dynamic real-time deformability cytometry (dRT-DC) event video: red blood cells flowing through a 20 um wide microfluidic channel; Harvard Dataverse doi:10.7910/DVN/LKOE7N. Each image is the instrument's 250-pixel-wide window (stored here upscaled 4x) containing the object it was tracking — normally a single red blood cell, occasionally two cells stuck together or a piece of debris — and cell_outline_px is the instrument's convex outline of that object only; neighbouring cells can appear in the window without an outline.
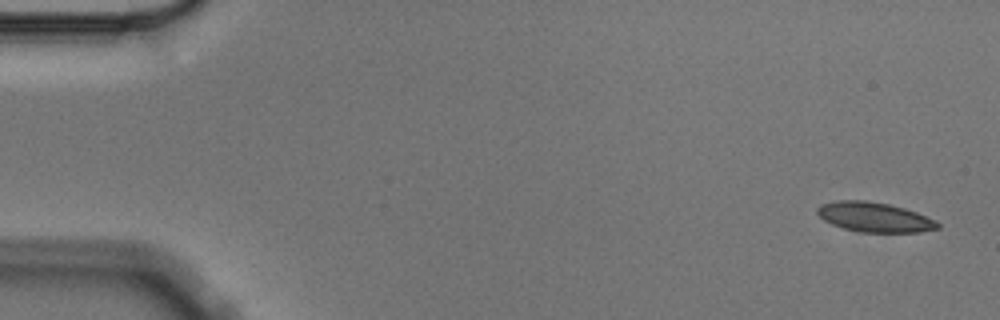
{"species": "Egyptian fruit bat (a non-hibernating species)", "species_latin": "Rousettus aegyptiacus", "temperature_condition": "cold", "stored_images_in_passage": 5, "camera_frame_rate_fps": 3000, "um_per_image_px": 0.085, "animal": {"sex": "male"}, "frame": {"image": 1, "passage_image": 1, "time_ms": 0.0, "image_size_px": [1000, 320], "cell_outline_px": [[940, 228], [920, 232], [860, 232], [844, 228], [832, 224], [824, 220], [816, 212], [816, 208], [820, 204], [836, 200], [868, 200], [888, 204], [904, 208], [916, 212], [936, 220], [940, 224]], "centroid_in_image_um": [74.32, 18.45], "position_along_channel_um": 10.7, "area_um2": 20.92}}
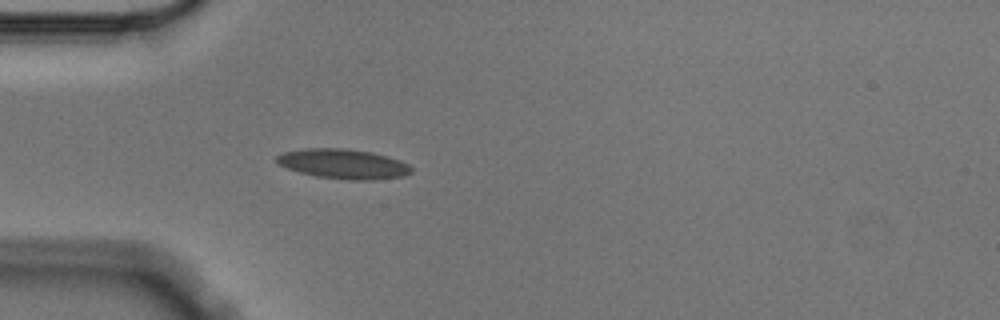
{"frame": {"image": 2, "passage_image": 5, "time_ms": 1.333, "image_size_px": [1000, 320], "cell_outline_px": [[412, 172], [404, 176], [372, 180], [348, 180], [316, 176], [300, 172], [288, 168], [280, 164], [276, 160], [276, 156], [284, 152], [308, 148], [344, 148], [372, 152], [388, 156], [400, 160], [408, 164], [412, 168]], "centroid_in_image_um": [29.22, 13.93], "position_along_channel_um": 55.8, "area_um2": 23.29}}